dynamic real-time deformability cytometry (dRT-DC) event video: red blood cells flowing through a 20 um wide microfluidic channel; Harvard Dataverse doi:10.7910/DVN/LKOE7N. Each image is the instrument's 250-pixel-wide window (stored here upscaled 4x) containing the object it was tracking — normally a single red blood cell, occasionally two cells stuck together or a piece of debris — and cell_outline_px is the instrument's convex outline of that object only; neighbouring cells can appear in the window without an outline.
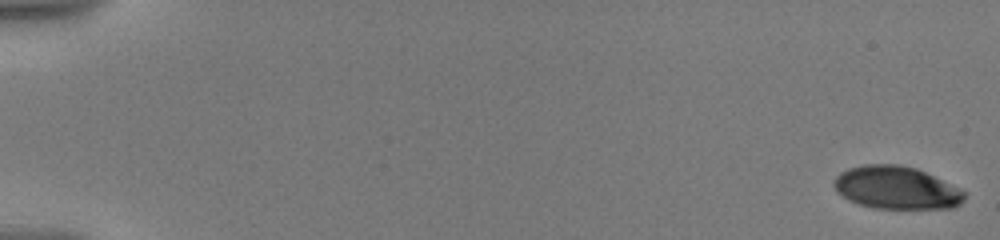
{"species": "human", "species_latin": "Homo sapiens", "temperature_condition": "warm", "stored_images_in_passage": 54, "camera_frame_rate_fps": 3000, "um_per_image_px": 0.085, "donor": {"sex": "male"}, "frame": {"image": 1, "passage_image": 1, "time_ms": 0.0, "image_size_px": [1000, 240], "cell_outline_px": [[964, 200], [960, 204], [952, 208], [872, 208], [860, 204], [836, 192], [832, 184], [836, 176], [840, 172], [848, 168], [864, 164], [900, 164], [916, 168], [964, 192]], "centroid_in_image_um": [76.13, 15.95], "position_along_channel_um": 8.9, "area_um2": 32.08}}
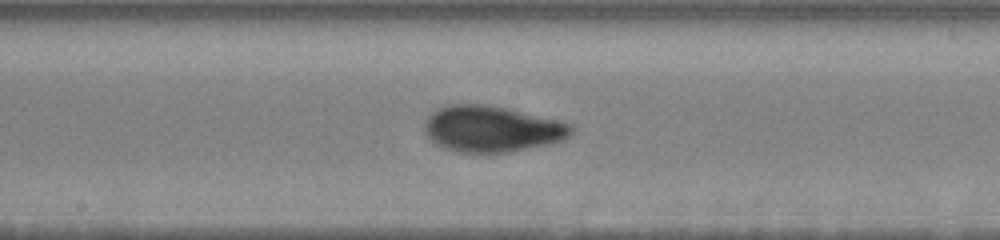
{"frame": {"image": 2, "passage_image": 33, "time_ms": 10.667, "image_size_px": [1000, 240], "cell_outline_px": [[576, 128], [568, 136], [560, 140], [544, 144], [508, 152], [456, 152], [444, 148], [436, 144], [424, 132], [424, 124], [428, 116], [436, 108], [448, 104], [488, 104], [556, 120], [572, 124]], "centroid_in_image_um": [41.74, 10.94], "position_along_channel_um": 206.5, "area_um2": 39.07}}
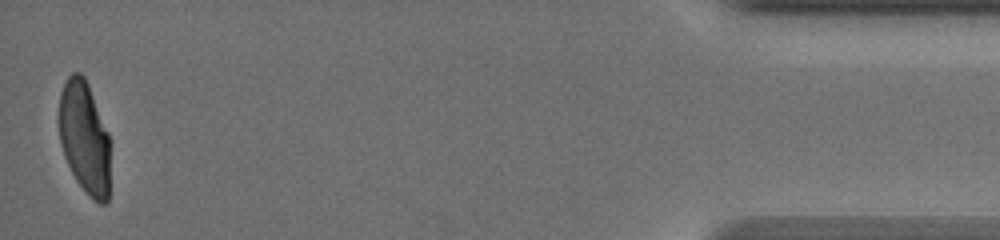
{"frame": {"image": 3, "passage_image": 54, "time_ms": 19.0, "image_size_px": [1000, 240], "cell_outline_px": [[108, 204], [100, 204], [88, 196], [76, 180], [64, 156], [60, 144], [60, 92], [68, 76], [72, 72], [80, 72], [84, 76], [88, 84], [108, 132]], "centroid_in_image_um": [7.17, 11.7], "position_along_channel_um": 428.0, "area_um2": 33.12}, "authors_computed_cell_mechanics": {"area_um2": 36.125, "velocity_mm_per_s": 3.5484, "shape_relaxation_time_tau1_ms": 6.0855, "shape_relaxation_time_tau2_ms": 0.7419, "deformation_change_tau1": 0.2088, "deformation_change_tau2": 0.0564}}